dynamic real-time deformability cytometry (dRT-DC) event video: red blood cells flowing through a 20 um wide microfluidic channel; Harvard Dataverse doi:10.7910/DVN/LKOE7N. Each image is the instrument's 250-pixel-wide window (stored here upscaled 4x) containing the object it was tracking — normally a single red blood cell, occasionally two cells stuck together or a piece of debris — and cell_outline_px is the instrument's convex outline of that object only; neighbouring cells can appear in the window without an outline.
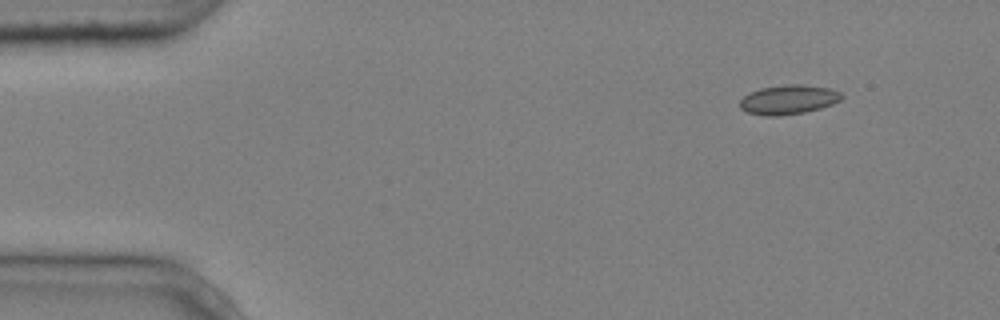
{"species": "common noctule bat (a hibernating species)", "species_latin": "Nyctalus noctula", "temperature_condition": "cold", "stored_images_in_passage": 5, "segment_of_instrument_passage": [2, 2], "camera_frame_rate_fps": 3000, "um_per_image_px": 0.085, "animal": {"sex": "male", "body_mass_g": 20.4}, "frame": {"image": 1, "passage_image": 5, "time_ms": 1.333, "image_size_px": [1000, 320], "cell_outline_px": [[844, 96], [840, 100], [832, 104], [820, 108], [804, 112], [776, 116], [764, 116], [748, 112], [740, 108], [740, 100], [744, 96], [760, 88], [788, 84], [800, 84], [832, 88], [840, 92]], "centroid_in_image_um": [67.04, 8.46], "position_along_channel_um": 18.0, "area_um2": 17.34}}